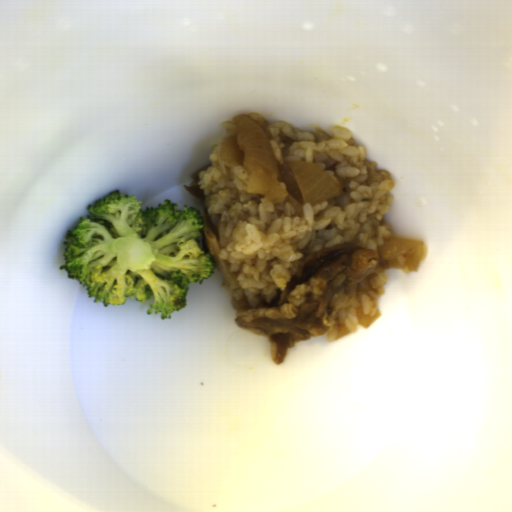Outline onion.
I'll use <instances>...</instances> for the list:
<instances>
[{"instance_id":"obj_1","label":"onion","mask_w":512,"mask_h":512,"mask_svg":"<svg viewBox=\"0 0 512 512\" xmlns=\"http://www.w3.org/2000/svg\"><path fill=\"white\" fill-rule=\"evenodd\" d=\"M233 123L236 131L221 141L220 159L242 166L248 192L263 194L269 202L288 199L301 214L303 207L281 184L279 163L266 130L256 119L244 114L233 116Z\"/></svg>"},{"instance_id":"obj_2","label":"onion","mask_w":512,"mask_h":512,"mask_svg":"<svg viewBox=\"0 0 512 512\" xmlns=\"http://www.w3.org/2000/svg\"><path fill=\"white\" fill-rule=\"evenodd\" d=\"M290 165L304 203L315 204L340 194L338 182L316 164L295 160Z\"/></svg>"},{"instance_id":"obj_3","label":"onion","mask_w":512,"mask_h":512,"mask_svg":"<svg viewBox=\"0 0 512 512\" xmlns=\"http://www.w3.org/2000/svg\"><path fill=\"white\" fill-rule=\"evenodd\" d=\"M203 236L204 241L213 256L215 265L224 278L225 282L233 285L236 284L238 276L235 272H232L230 262L221 258L220 253L222 246L215 233L207 227L204 228Z\"/></svg>"},{"instance_id":"obj_4","label":"onion","mask_w":512,"mask_h":512,"mask_svg":"<svg viewBox=\"0 0 512 512\" xmlns=\"http://www.w3.org/2000/svg\"><path fill=\"white\" fill-rule=\"evenodd\" d=\"M380 316L381 314L378 310L374 314H365L363 312L362 305L356 310L357 323L365 330L369 328Z\"/></svg>"},{"instance_id":"obj_5","label":"onion","mask_w":512,"mask_h":512,"mask_svg":"<svg viewBox=\"0 0 512 512\" xmlns=\"http://www.w3.org/2000/svg\"><path fill=\"white\" fill-rule=\"evenodd\" d=\"M352 332L347 328V326L344 324V325H340L337 329V333H336V337L335 339H341L349 334H351Z\"/></svg>"}]
</instances>
